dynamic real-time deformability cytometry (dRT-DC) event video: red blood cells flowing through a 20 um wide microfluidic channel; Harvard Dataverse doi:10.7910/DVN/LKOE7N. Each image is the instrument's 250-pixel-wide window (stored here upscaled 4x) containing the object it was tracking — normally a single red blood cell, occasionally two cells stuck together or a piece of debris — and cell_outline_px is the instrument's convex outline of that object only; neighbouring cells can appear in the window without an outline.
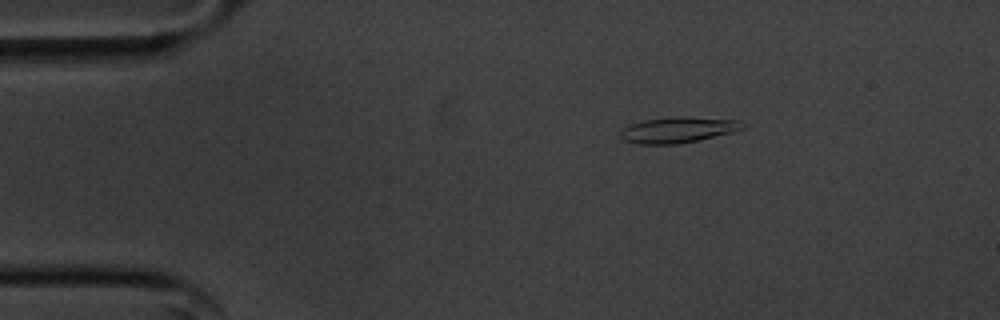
{"species": "common noctule bat (a hibernating species)", "species_latin": "Nyctalus noctula", "temperature_condition": "cold", "stored_images_in_passage": 48, "camera_frame_rate_fps": 3000, "um_per_image_px": 0.085, "animal": {"sex": "male", "body_mass_g": 20.1, "forearm_length_mm": 53.5}, "frame": {"image": 1, "passage_image": 2, "time_ms": 0.333, "image_size_px": [1000, 320], "cell_outline_px": [[744, 128], [732, 132], [696, 140], [676, 144], [640, 144], [624, 140], [620, 136], [620, 132], [624, 128], [632, 124], [644, 120], [672, 116], [688, 116], [736, 120], [744, 124]], "centroid_in_image_um": [57.61, 11.02], "position_along_channel_um": 27.4, "area_um2": 18.15}}
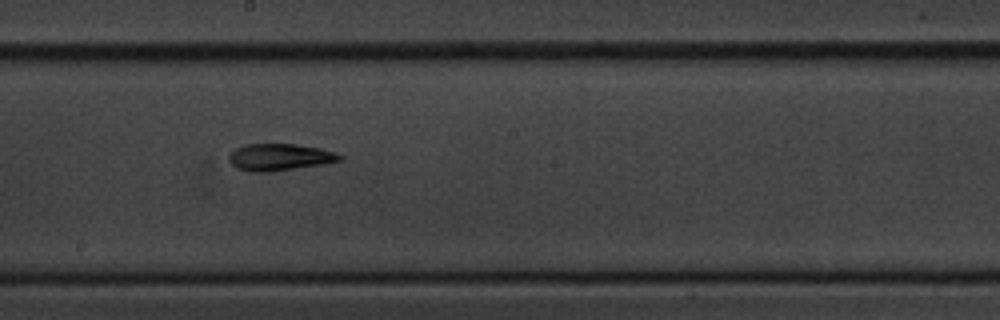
{"frame": {"image": 2, "passage_image": 23, "time_ms": 7.333, "image_size_px": [1000, 320], "cell_outline_px": [[344, 160], [324, 164], [272, 172], [252, 172], [236, 168], [228, 160], [228, 156], [236, 148], [244, 144], [296, 144], [320, 148], [344, 156]], "centroid_in_image_um": [23.77, 13.36], "position_along_channel_um": 224.4, "area_um2": 17.51}}
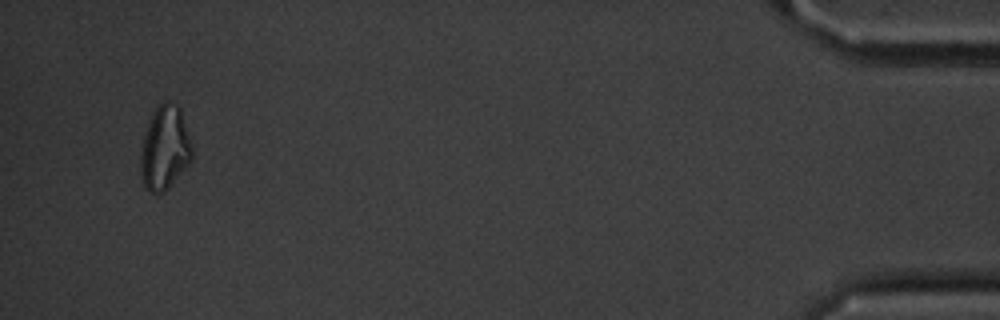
{"frame": {"image": 3, "passage_image": 46, "time_ms": 15.0, "image_size_px": [1000, 320], "cell_outline_px": [[192, 160], [168, 188], [164, 192], [148, 192], [144, 188], [140, 172], [140, 152], [144, 136], [148, 124], [156, 108], [164, 100], [168, 100], [176, 104], [180, 108], [192, 148]], "centroid_in_image_um": [13.99, 12.61], "position_along_channel_um": 421.2, "area_um2": 24.97}, "authors_computed_cell_mechanics": {"area_um2": 17.1666, "velocity_mm_per_s": 3.591, "shape_relaxation_time_tau1_ms": 5.3467, "shape_relaxation_time_tau2_ms": 4.3861, "deformation_change_tau1": 0.1933, "deformation_change_tau2": 0.1459}}